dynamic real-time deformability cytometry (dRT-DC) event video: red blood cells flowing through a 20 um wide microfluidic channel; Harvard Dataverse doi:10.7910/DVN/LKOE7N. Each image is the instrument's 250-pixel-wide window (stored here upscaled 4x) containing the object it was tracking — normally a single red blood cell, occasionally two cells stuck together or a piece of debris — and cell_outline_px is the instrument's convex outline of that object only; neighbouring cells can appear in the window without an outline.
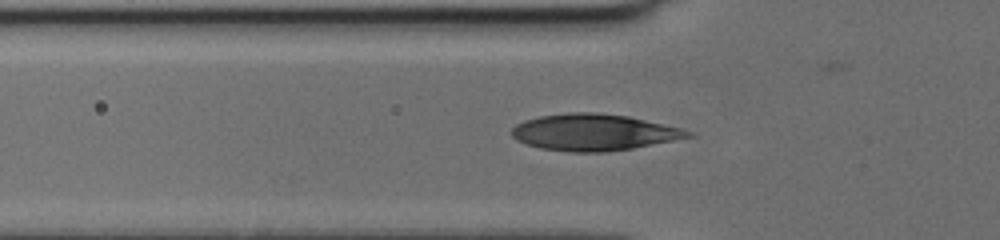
{"species": "human", "species_latin": "Homo sapiens", "temperature_condition": "cold", "stored_images_in_passage": 32, "camera_frame_rate_fps": 3000, "um_per_image_px": 0.085, "donor": {"sex": "female"}, "frame": {"image": 1, "passage_image": 2, "time_ms": 0.333, "image_size_px": [1000, 240], "cell_outline_px": [[692, 136], [632, 148], [604, 152], [572, 152], [540, 148], [516, 140], [512, 136], [512, 128], [516, 124], [524, 120], [540, 116], [568, 112], [596, 112], [628, 116], [680, 128], [692, 132]], "centroid_in_image_um": [50.42, 11.24], "position_along_channel_um": 75.4, "area_um2": 37.17}}
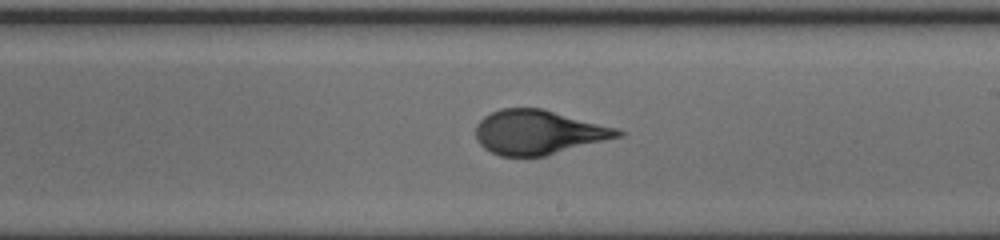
{"frame": {"image": 2, "passage_image": 14, "time_ms": 4.333, "image_size_px": [1000, 240], "cell_outline_px": [[624, 132], [620, 136], [544, 156], [500, 156], [484, 148], [476, 140], [476, 124], [484, 116], [500, 108], [540, 108], [616, 128]], "centroid_in_image_um": [45.69, 11.24], "position_along_channel_um": 243.3, "area_um2": 36.13}}
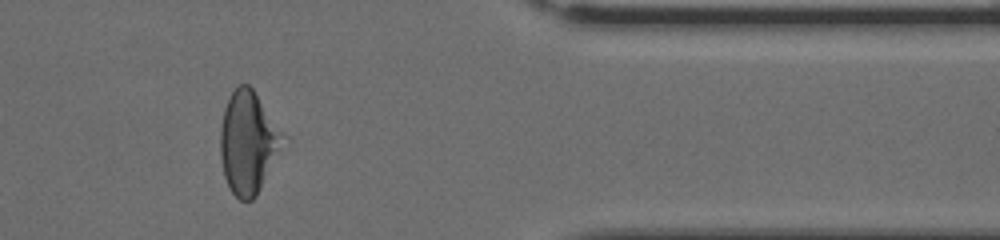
{"frame": {"image": 3, "passage_image": 26, "time_ms": 8.333, "image_size_px": [1000, 240], "cell_outline_px": [[288, 136], [256, 196], [252, 200], [240, 200], [232, 192], [224, 176], [220, 156], [220, 132], [224, 108], [232, 92], [240, 84], [248, 84], [252, 88]], "centroid_in_image_um": [21.12, 12.09], "position_along_channel_um": 390.3, "area_um2": 37.4}}